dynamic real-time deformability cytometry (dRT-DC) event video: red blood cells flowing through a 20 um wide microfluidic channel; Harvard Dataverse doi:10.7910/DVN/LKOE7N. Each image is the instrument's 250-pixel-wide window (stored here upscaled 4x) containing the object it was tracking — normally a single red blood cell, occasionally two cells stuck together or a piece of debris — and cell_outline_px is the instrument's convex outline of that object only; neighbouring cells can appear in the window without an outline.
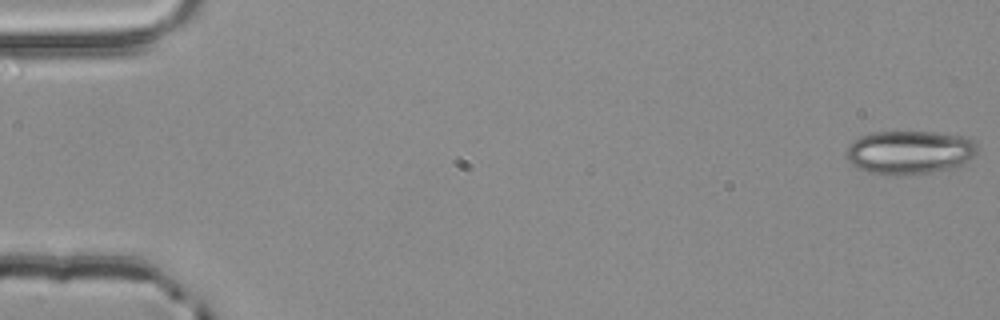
{"species": "common noctule bat (a hibernating species)", "species_latin": "Nyctalus noctula", "temperature_condition": "room temperature", "stored_images_in_passage": 53, "camera_frame_rate_fps": 3000, "um_per_image_px": 0.085, "animal": {"sex": "male", "body_mass_g": 20.4}, "frame": {"image": 1, "passage_image": 1, "time_ms": 0.0, "image_size_px": [1000, 320], "cell_outline_px": [[976, 152], [964, 164], [948, 168], [928, 172], [868, 172], [856, 168], [848, 160], [848, 144], [860, 136], [872, 132], [932, 132], [968, 136], [976, 144]], "centroid_in_image_um": [77.32, 12.89], "position_along_channel_um": 7.7, "area_um2": 32.31}}
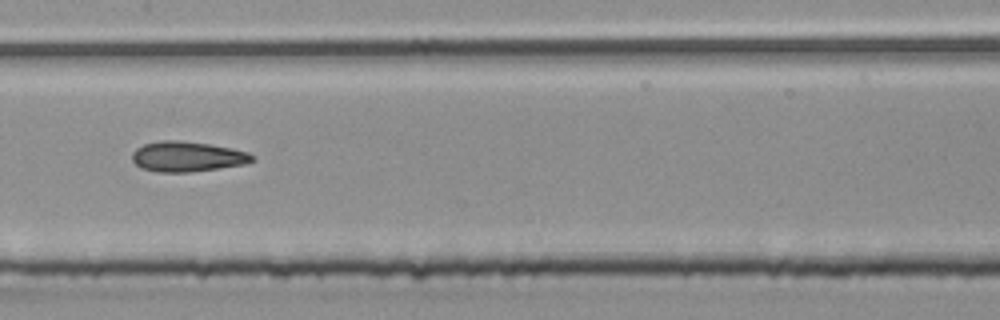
{"frame": {"image": 2, "passage_image": 28, "time_ms": 9.0, "image_size_px": [1000, 320], "cell_outline_px": [[252, 160], [244, 164], [188, 172], [160, 172], [140, 168], [132, 160], [132, 152], [136, 148], [144, 144], [160, 140], [176, 140], [208, 144], [232, 148], [248, 152], [252, 156]], "centroid_in_image_um": [15.85, 13.3], "position_along_channel_um": 191.5, "area_um2": 20.87}}
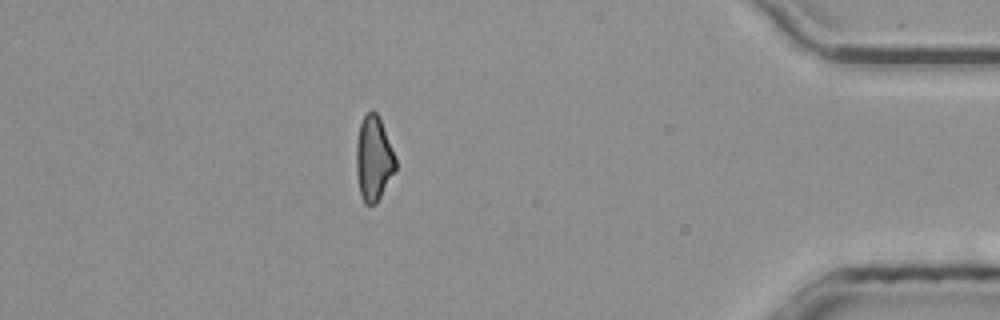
{"frame": {"image": 3, "passage_image": 48, "time_ms": 15.667, "image_size_px": [1000, 320], "cell_outline_px": [[396, 172], [376, 204], [364, 204], [360, 192], [356, 172], [356, 144], [360, 124], [364, 116], [372, 108], [376, 112], [380, 120], [396, 160]], "centroid_in_image_um": [31.75, 13.51], "position_along_channel_um": 403.4, "area_um2": 19.31}, "authors_computed_cell_mechanics": {"area_um2": 20.9814, "velocity_mm_per_s": 3.8782, "shape_relaxation_time_tau1_ms": null, "shape_relaxation_time_tau2_ms": 4.2538, "deformation_change_tau1": null, "deformation_change_tau2": 0.1361}}